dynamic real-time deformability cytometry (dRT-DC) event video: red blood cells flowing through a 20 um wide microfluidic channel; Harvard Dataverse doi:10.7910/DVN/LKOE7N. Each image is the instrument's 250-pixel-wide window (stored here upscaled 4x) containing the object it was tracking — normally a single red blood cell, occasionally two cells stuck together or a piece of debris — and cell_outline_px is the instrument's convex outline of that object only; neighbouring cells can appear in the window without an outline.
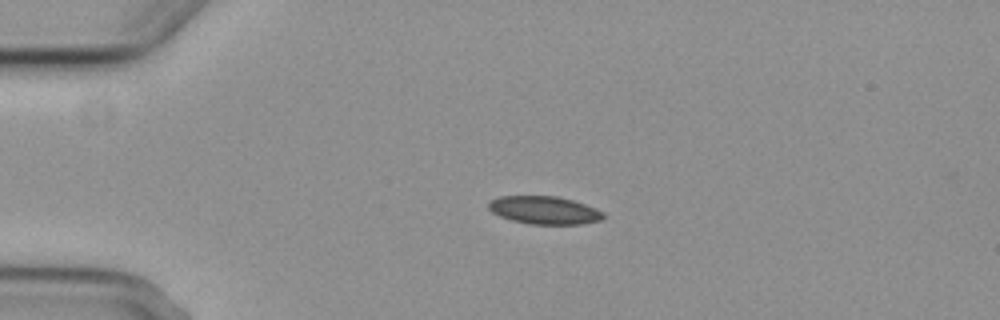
{"species": "common noctule bat (a hibernating species)", "species_latin": "Nyctalus noctula", "temperature_condition": "cold", "stored_images_in_passage": 4, "camera_frame_rate_fps": 3000, "um_per_image_px": 0.085, "animal": {"sex": "female", "body_mass_g": 29.2, "forearm_length_mm": 56.3}, "frame": {"image": 1, "passage_image": 3, "time_ms": 2.333, "image_size_px": [1000, 320], "cell_outline_px": [[604, 220], [580, 224], [528, 224], [512, 220], [500, 216], [492, 212], [488, 208], [488, 200], [500, 196], [556, 196], [572, 200], [596, 208], [604, 212]], "centroid_in_image_um": [46.26, 17.86], "position_along_channel_um": 38.7, "area_um2": 18.79}}